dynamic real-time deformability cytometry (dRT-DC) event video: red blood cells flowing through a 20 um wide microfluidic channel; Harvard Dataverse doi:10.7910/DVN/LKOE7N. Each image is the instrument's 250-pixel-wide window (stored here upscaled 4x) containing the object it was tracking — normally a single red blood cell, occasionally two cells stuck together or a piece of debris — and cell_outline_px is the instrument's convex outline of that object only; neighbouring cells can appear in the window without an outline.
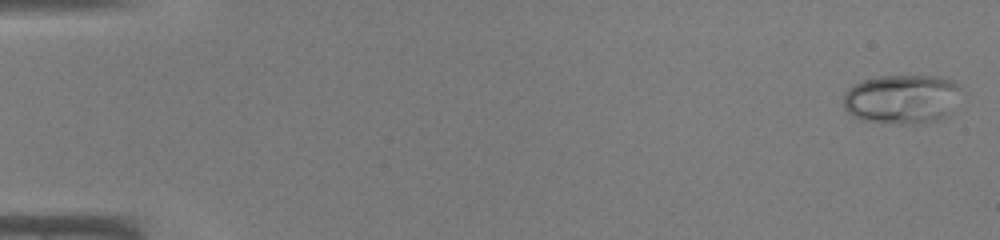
{"species": "common noctule bat (a hibernating species)", "species_latin": "Nyctalus noctula", "temperature_condition": "warm", "stored_images_in_passage": 45, "camera_frame_rate_fps": 3000, "um_per_image_px": 0.085, "animal": {"sex": "male", "body_mass_g": 19.0, "forearm_length_mm": 50.8}, "frame": {"image": 1, "passage_image": 1, "time_ms": 0.0, "image_size_px": [1000, 240], "cell_outline_px": [[964, 92], [952, 116], [936, 120], [908, 124], [900, 124], [860, 120], [852, 116], [844, 108], [844, 92], [848, 88], [864, 80], [876, 76], [948, 76], [956, 80]], "centroid_in_image_um": [76.78, 8.41], "position_along_channel_um": 8.2, "area_um2": 34.97}}
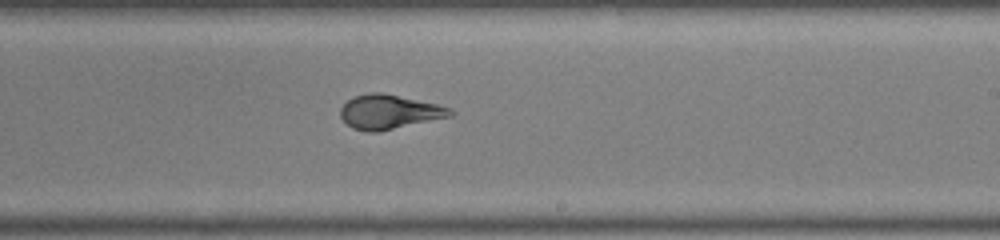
{"frame": {"image": 2, "passage_image": 28, "time_ms": 9.0, "image_size_px": [1000, 240], "cell_outline_px": [[456, 112], [452, 116], [376, 132], [368, 132], [352, 128], [340, 116], [340, 108], [352, 96], [368, 92], [380, 92], [436, 104], [452, 108]], "centroid_in_image_um": [33.07, 9.5], "position_along_channel_um": 255.9, "area_um2": 21.85}}
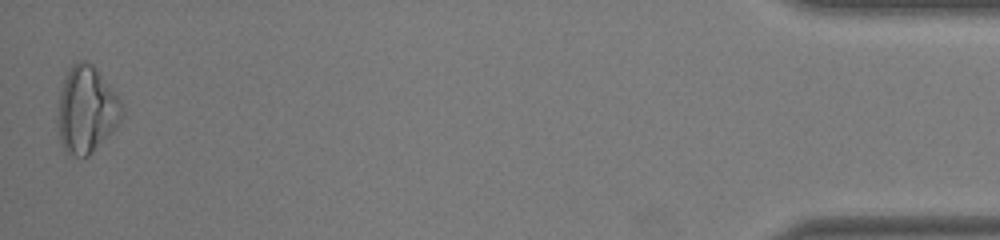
{"frame": {"image": 3, "passage_image": 45, "time_ms": 14.667, "image_size_px": [1000, 240], "cell_outline_px": [[124, 116], [116, 128], [88, 156], [76, 156], [68, 152], [60, 144], [60, 92], [64, 80], [72, 64], [80, 60], [84, 60], [92, 64], [108, 84], [120, 100], [124, 108]], "centroid_in_image_um": [7.4, 9.33], "position_along_channel_um": 427.8, "area_um2": 31.67}}